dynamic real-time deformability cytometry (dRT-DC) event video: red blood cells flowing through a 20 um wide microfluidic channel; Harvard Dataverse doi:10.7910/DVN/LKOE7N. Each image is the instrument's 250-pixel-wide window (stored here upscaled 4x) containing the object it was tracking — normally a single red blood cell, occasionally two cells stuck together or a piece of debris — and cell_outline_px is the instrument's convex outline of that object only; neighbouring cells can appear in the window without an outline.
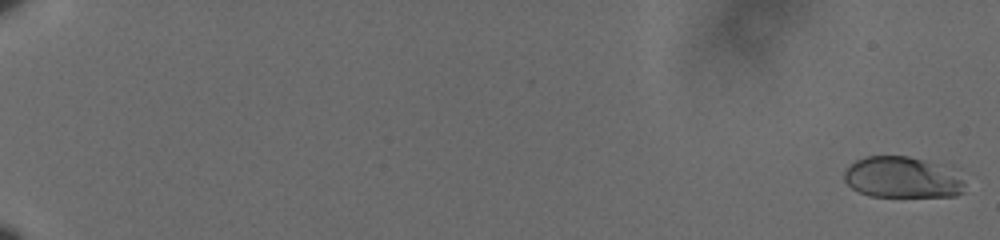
{"species": "human", "species_latin": "Homo sapiens", "temperature_condition": "cold", "stored_images_in_passage": 44, "camera_frame_rate_fps": 3000, "um_per_image_px": 0.085, "donor": {"sex": "male"}, "frame": {"image": 1, "passage_image": 2, "time_ms": 0.333, "image_size_px": [1000, 240], "cell_outline_px": [[964, 192], [956, 196], [872, 196], [860, 192], [852, 188], [844, 180], [844, 172], [856, 160], [868, 156], [908, 156], [952, 164], [964, 184]], "centroid_in_image_um": [76.79, 15.05], "position_along_channel_um": 8.2, "area_um2": 29.48}}
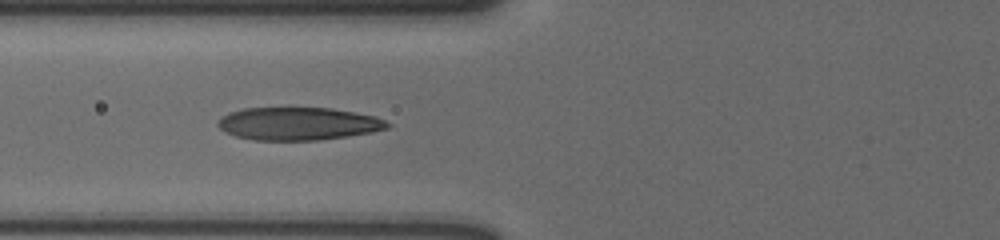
{"frame": {"image": 2, "passage_image": 26, "time_ms": 8.333, "image_size_px": [1000, 240], "cell_outline_px": [[392, 124], [388, 128], [372, 132], [348, 136], [320, 140], [252, 140], [236, 136], [224, 132], [216, 124], [224, 116], [232, 112], [244, 108], [332, 108], [376, 116]], "centroid_in_image_um": [25.38, 10.52], "position_along_channel_um": 100.4, "area_um2": 32.37}}
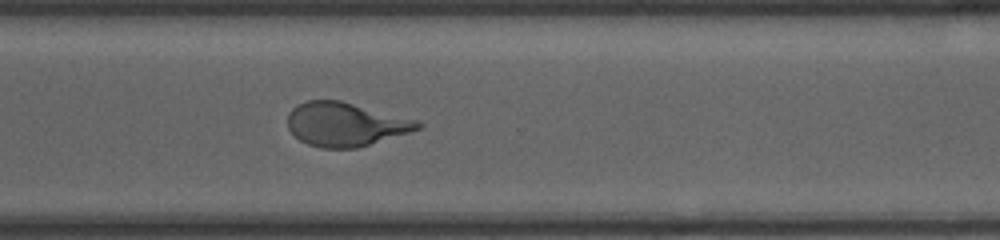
{"frame": {"image": 3, "passage_image": 44, "time_ms": 14.333, "image_size_px": [1000, 240], "cell_outline_px": [[424, 124], [420, 128], [408, 132], [356, 148], [320, 148], [308, 144], [300, 140], [288, 128], [288, 112], [296, 104], [308, 100], [340, 100], [420, 120]], "centroid_in_image_um": [29.36, 10.55], "position_along_channel_um": 341.2, "area_um2": 33.18}}